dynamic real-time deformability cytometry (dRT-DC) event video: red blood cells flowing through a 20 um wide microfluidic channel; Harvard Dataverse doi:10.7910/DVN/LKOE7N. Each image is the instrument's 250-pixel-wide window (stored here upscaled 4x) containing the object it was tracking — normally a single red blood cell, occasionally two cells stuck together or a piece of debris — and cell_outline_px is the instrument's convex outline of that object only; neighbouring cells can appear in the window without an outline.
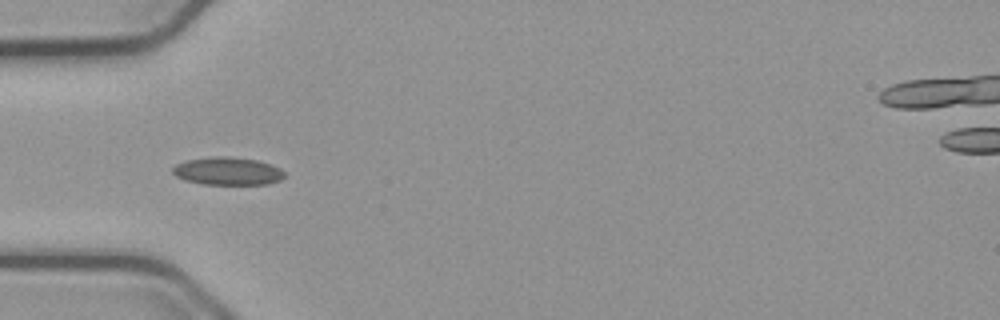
{"species": "common noctule bat (a hibernating species)", "species_latin": "Nyctalus noctula", "temperature_condition": "cold", "stored_images_in_passage": 27, "camera_frame_rate_fps": 3000, "um_per_image_px": 0.085, "animal": {"sex": "male", "body_mass_g": 23.1, "forearm_length_mm": 52.7}, "frame": {"image": 1, "passage_image": 5, "time_ms": 1.333, "image_size_px": [1000, 320], "cell_outline_px": [[284, 176], [280, 180], [268, 184], [204, 184], [184, 180], [176, 176], [172, 172], [172, 168], [176, 164], [188, 160], [216, 156], [224, 156], [256, 160], [280, 168], [284, 172]], "centroid_in_image_um": [19.33, 14.55], "position_along_channel_um": 65.7, "area_um2": 17.92}, "authors_computed_cell_mechanics": {"area_um2": 14.9702, "velocity_mm_per_s": 3.7402, "shape_relaxation_time_tau1_ms": 0.1817, "shape_relaxation_time_tau2_ms": 1.8988, "deformation_change_tau1": 0.2164, "deformation_change_tau2": 0.0837}}